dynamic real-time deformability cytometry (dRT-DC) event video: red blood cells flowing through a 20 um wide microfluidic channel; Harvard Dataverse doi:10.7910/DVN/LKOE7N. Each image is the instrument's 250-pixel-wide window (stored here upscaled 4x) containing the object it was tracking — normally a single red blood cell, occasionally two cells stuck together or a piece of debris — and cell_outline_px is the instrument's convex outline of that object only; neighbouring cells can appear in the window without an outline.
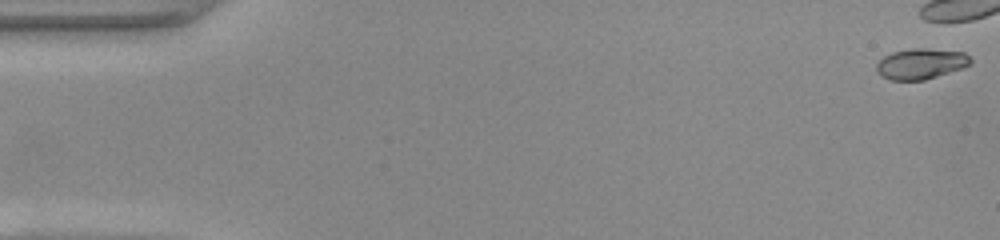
{"species": "common noctule bat (a hibernating species)", "species_latin": "Nyctalus noctula", "temperature_condition": "warm", "stored_images_in_passage": 8, "camera_frame_rate_fps": 3000, "um_per_image_px": 0.085, "animal": {"sex": "female", "body_mass_g": 22.0, "forearm_length_mm": 56.7}, "frame": {"image": 1, "passage_image": 1, "time_ms": 0.0, "image_size_px": [1000, 240], "cell_outline_px": [[972, 60], [964, 68], [924, 80], [888, 80], [880, 76], [876, 68], [876, 64], [884, 56], [892, 52], [912, 48], [924, 48], [964, 52]], "centroid_in_image_um": [78.25, 5.42], "position_along_channel_um": 6.7, "area_um2": 16.82}}